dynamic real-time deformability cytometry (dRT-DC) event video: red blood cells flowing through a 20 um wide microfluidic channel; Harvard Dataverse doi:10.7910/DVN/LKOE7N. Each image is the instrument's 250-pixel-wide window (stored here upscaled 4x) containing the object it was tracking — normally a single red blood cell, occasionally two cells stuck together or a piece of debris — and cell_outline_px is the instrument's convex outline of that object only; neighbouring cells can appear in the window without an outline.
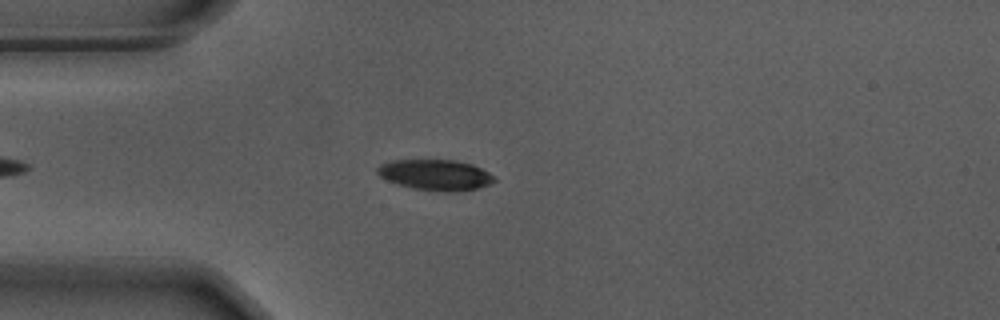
{"species": "Egyptian fruit bat (a non-hibernating species)", "species_latin": "Rousettus aegyptiacus", "temperature_condition": "warm", "stored_images_in_passage": 39, "camera_frame_rate_fps": 3000, "um_per_image_px": 0.085, "animal": {"sex": "male"}, "frame": {"image": 1, "passage_image": 8, "time_ms": 2.333, "image_size_px": [1000, 320], "cell_outline_px": [[496, 180], [488, 184], [476, 188], [456, 192], [436, 192], [412, 188], [396, 184], [380, 176], [376, 172], [376, 168], [380, 164], [392, 160], [456, 160], [472, 164], [488, 172]], "centroid_in_image_um": [36.97, 14.87], "position_along_channel_um": 48.0, "area_um2": 20.98}}
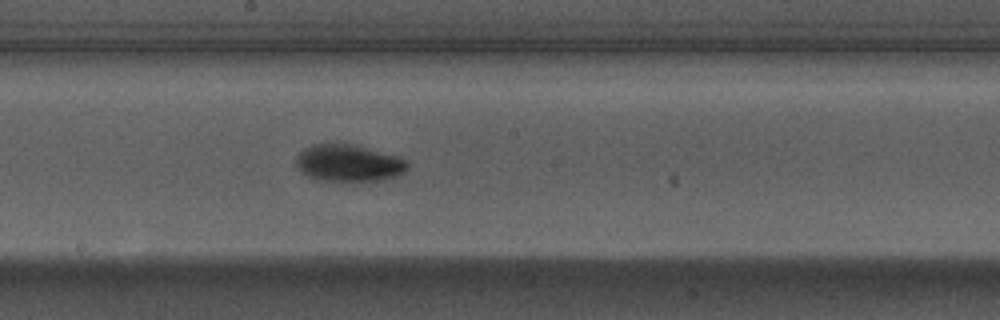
{"frame": {"image": 2, "passage_image": 23, "time_ms": 7.333, "image_size_px": [1000, 320], "cell_outline_px": [[408, 168], [404, 172], [396, 176], [380, 180], [316, 180], [300, 172], [296, 168], [296, 156], [304, 148], [312, 144], [352, 144], [396, 156], [404, 160], [408, 164]], "centroid_in_image_um": [29.57, 13.86], "position_along_channel_um": 218.6, "area_um2": 23.7}}
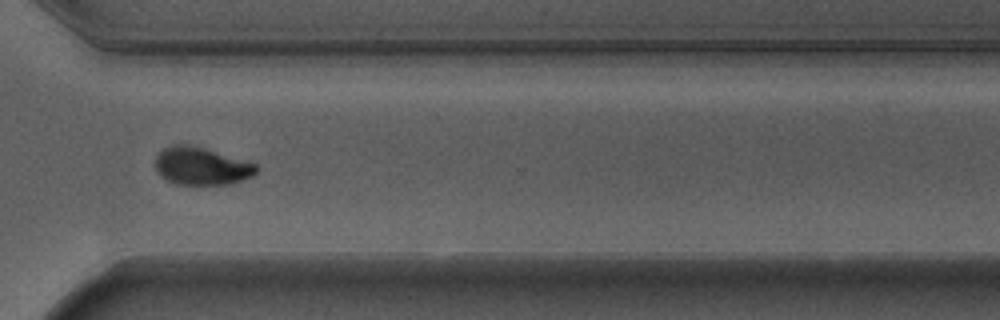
{"frame": {"image": 3, "passage_image": 34, "time_ms": 11.0, "image_size_px": [1000, 320], "cell_outline_px": [[260, 168], [252, 176], [232, 184], [176, 184], [160, 176], [156, 168], [156, 156], [164, 148], [172, 144], [188, 144], [204, 148], [256, 164]], "centroid_in_image_um": [17.12, 14.12], "position_along_channel_um": 353.5, "area_um2": 22.02}, "authors_computed_cell_mechanics": {"area_um2": 22.3686, "velocity_mm_per_s": 3.6724, "shape_relaxation_time_tau1_ms": 2.0571, "shape_relaxation_time_tau2_ms": 2.4508, "deformation_change_tau1": 0.1242, "deformation_change_tau2": 0.0539}}